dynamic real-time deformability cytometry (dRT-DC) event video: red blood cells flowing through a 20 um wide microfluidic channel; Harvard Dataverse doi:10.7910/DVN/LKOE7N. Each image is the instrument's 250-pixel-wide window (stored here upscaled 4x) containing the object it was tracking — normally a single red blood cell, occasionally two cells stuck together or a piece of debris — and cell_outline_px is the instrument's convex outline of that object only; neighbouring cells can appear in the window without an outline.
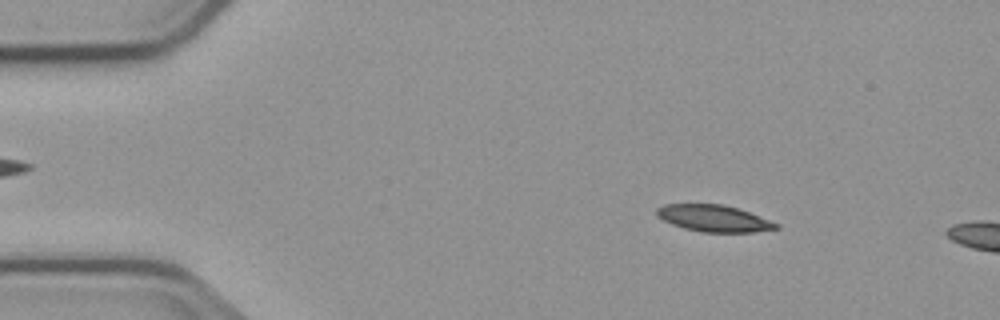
{"species": "common noctule bat (a hibernating species)", "species_latin": "Nyctalus noctula", "temperature_condition": "cold", "stored_images_in_passage": 4, "camera_frame_rate_fps": 3000, "um_per_image_px": 0.085, "animal": {"sex": "male", "body_mass_g": 23.1, "forearm_length_mm": 52.7}, "frame": {"image": 1, "passage_image": 2, "time_ms": 1.0, "image_size_px": [1000, 320], "cell_outline_px": [[780, 228], [752, 232], [700, 232], [684, 228], [672, 224], [656, 216], [656, 208], [664, 204], [724, 204], [748, 212], [780, 224]], "centroid_in_image_um": [60.65, 18.56], "position_along_channel_um": 24.3, "area_um2": 18.5}}